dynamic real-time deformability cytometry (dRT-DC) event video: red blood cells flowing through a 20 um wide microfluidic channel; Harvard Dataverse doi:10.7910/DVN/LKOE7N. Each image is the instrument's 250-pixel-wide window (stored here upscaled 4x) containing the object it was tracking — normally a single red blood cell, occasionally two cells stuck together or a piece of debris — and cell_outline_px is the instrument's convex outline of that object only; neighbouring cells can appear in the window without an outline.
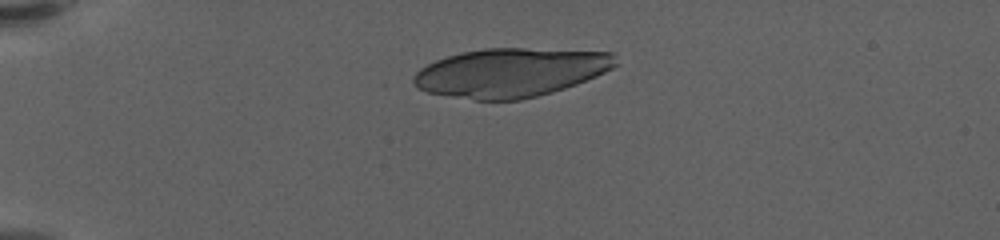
{"species": "human", "species_latin": "Homo sapiens", "temperature_condition": "warm", "stored_images_in_passage": 57, "camera_frame_rate_fps": 3000, "um_per_image_px": 0.085, "donor": {"sex": "female"}, "frame": {"image": 1, "passage_image": 13, "time_ms": 4.0, "image_size_px": [1000, 240], "cell_outline_px": [[620, 64], [596, 76], [576, 84], [552, 92], [520, 100], [476, 100], [428, 92], [420, 88], [412, 80], [412, 76], [420, 68], [436, 60], [460, 52], [484, 48], [524, 48], [612, 52]], "centroid_in_image_um": [43.43, 6.15], "position_along_channel_um": 41.6, "area_um2": 57.34}}